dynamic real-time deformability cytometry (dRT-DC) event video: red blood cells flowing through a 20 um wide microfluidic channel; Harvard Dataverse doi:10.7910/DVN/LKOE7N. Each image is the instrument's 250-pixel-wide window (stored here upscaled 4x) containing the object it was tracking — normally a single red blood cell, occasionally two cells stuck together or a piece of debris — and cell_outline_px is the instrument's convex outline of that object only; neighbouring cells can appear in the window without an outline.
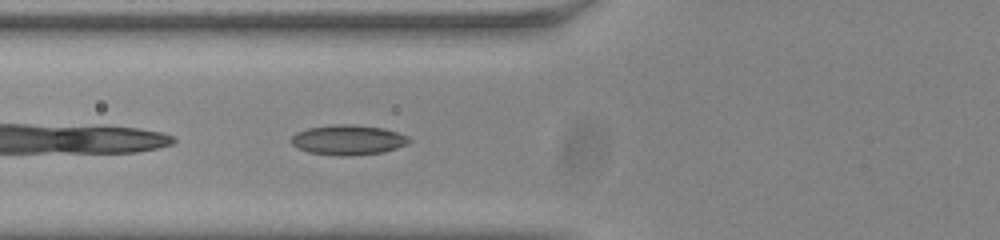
{"species": "common noctule bat (a hibernating species)", "species_latin": "Nyctalus noctula", "temperature_condition": "room temperature", "stored_images_in_passage": 18, "camera_frame_rate_fps": 3000, "um_per_image_px": 0.085, "animal": {"sex": "male", "body_mass_g": 20.0, "forearm_length_mm": 53.3}, "frame": {"image": 1, "passage_image": 3, "time_ms": 0.667, "image_size_px": [1000, 240], "cell_outline_px": [[412, 140], [408, 144], [384, 152], [352, 156], [336, 156], [308, 152], [292, 144], [288, 140], [296, 132], [308, 128], [336, 124], [352, 124], [384, 128], [408, 136]], "centroid_in_image_um": [29.59, 11.9], "position_along_channel_um": 96.2, "area_um2": 20.81}}
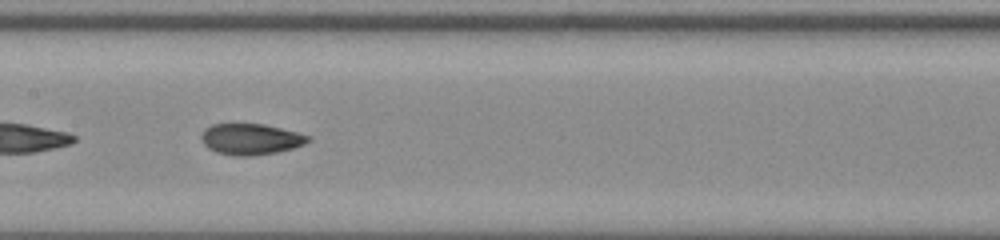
{"frame": {"image": 2, "passage_image": 10, "time_ms": 3.0, "image_size_px": [1000, 240], "cell_outline_px": [[312, 140], [304, 144], [292, 148], [276, 152], [252, 156], [232, 156], [216, 152], [208, 148], [200, 140], [200, 136], [204, 128], [212, 124], [264, 124], [312, 136]], "centroid_in_image_um": [21.29, 11.83], "position_along_channel_um": 186.1, "area_um2": 19.48}}
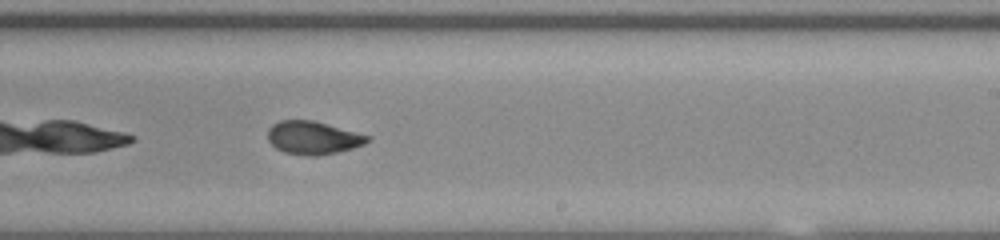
{"frame": {"image": 3, "passage_image": 16, "time_ms": 5.0, "image_size_px": [1000, 240], "cell_outline_px": [[372, 140], [364, 144], [352, 148], [336, 152], [316, 156], [308, 156], [284, 152], [276, 148], [268, 140], [268, 128], [272, 124], [280, 120], [312, 120], [372, 136]], "centroid_in_image_um": [26.62, 11.7], "position_along_channel_um": 262.4, "area_um2": 19.25}}